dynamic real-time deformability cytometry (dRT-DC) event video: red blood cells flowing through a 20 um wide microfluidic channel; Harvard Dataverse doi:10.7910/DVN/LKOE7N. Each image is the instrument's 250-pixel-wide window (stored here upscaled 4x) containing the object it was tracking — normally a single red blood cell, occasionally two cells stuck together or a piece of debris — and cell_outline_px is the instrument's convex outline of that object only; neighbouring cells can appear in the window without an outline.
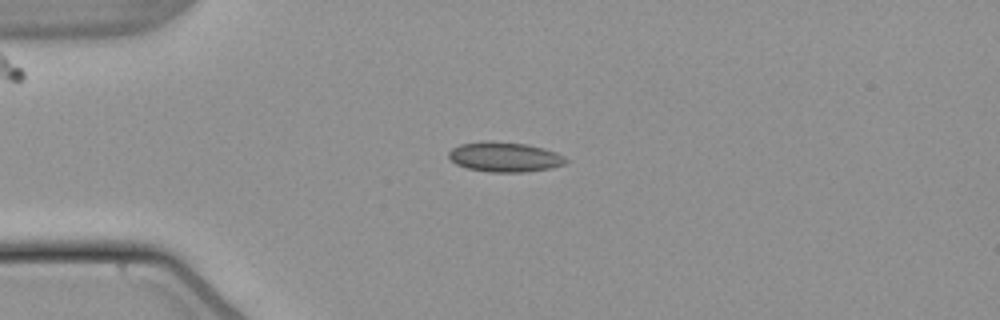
{"species": "common noctule bat (a hibernating species)", "species_latin": "Nyctalus noctula", "temperature_condition": "warm", "stored_images_in_passage": 41, "camera_frame_rate_fps": 3000, "um_per_image_px": 0.085, "animal": {"sex": "male", "body_mass_g": 21.5, "forearm_length_mm": 52.0}, "frame": {"image": 1, "passage_image": 1, "time_ms": 0.0, "image_size_px": [1000, 320], "cell_outline_px": [[568, 160], [564, 164], [552, 168], [524, 172], [488, 172], [468, 168], [456, 164], [448, 156], [448, 152], [452, 148], [460, 144], [528, 144], [544, 148], [556, 152], [564, 156]], "centroid_in_image_um": [42.96, 13.39], "position_along_channel_um": 42.0, "area_um2": 19.54}}
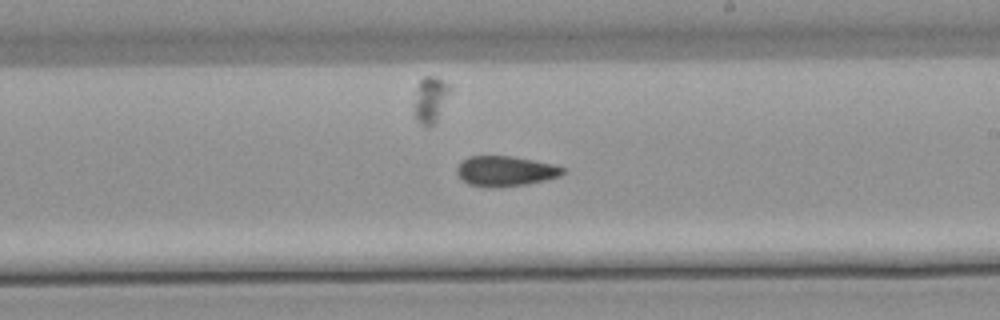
{"frame": {"image": 2, "passage_image": 19, "time_ms": 6.0, "image_size_px": [1000, 320], "cell_outline_px": [[564, 172], [560, 176], [544, 180], [524, 184], [500, 188], [488, 188], [468, 184], [456, 172], [456, 168], [468, 156], [512, 156], [552, 164], [564, 168]], "centroid_in_image_um": [42.93, 14.55], "position_along_channel_um": 246.1, "area_um2": 18.5}}
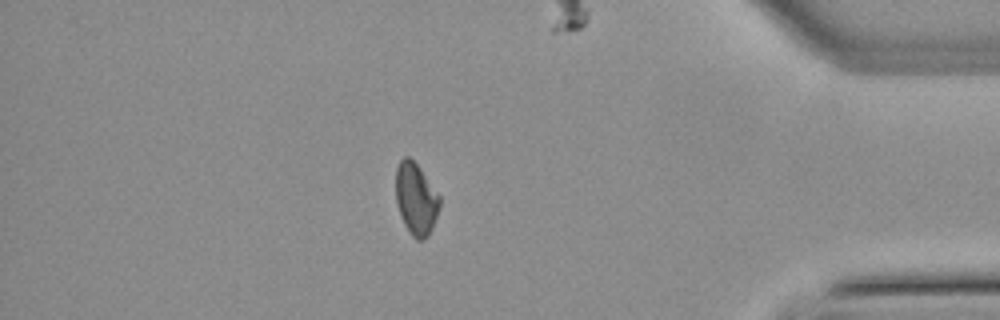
{"frame": {"image": 3, "passage_image": 34, "time_ms": 11.0, "image_size_px": [1000, 320], "cell_outline_px": [[440, 204], [432, 228], [428, 236], [424, 240], [416, 240], [412, 236], [404, 224], [400, 216], [396, 204], [396, 168], [400, 160], [404, 156], [408, 156], [420, 168], [440, 196]], "centroid_in_image_um": [35.34, 16.92], "position_along_channel_um": 399.9, "area_um2": 18.38}, "authors_computed_cell_mechanics": {"area_um2": 18.9006, "velocity_mm_per_s": 3.8246, "shape_relaxation_time_tau1_ms": null, "shape_relaxation_time_tau2_ms": 2.9074, "deformation_change_tau1": null, "deformation_change_tau2": 0.0695}}